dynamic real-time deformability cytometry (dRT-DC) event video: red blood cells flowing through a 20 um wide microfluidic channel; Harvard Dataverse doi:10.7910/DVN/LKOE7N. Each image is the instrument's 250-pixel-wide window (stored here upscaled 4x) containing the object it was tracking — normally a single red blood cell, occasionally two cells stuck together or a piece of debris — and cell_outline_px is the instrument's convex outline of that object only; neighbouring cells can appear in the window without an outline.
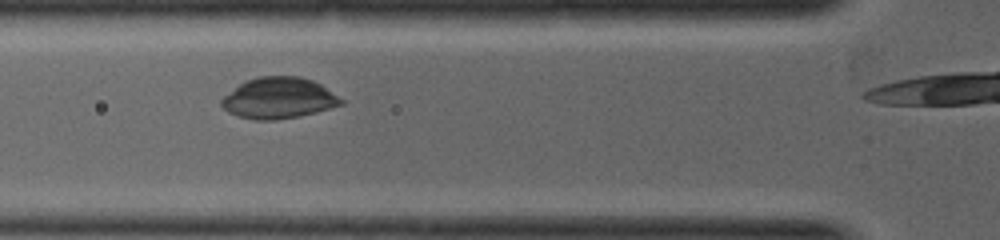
{"species": "common noctule bat (a hibernating species)", "species_latin": "Nyctalus noctula", "temperature_condition": "warm", "stored_images_in_passage": 7, "camera_frame_rate_fps": 5000, "um_per_image_px": 0.085, "animal": {"sex": "female", "body_mass_g": 19.0, "forearm_length_mm": 53.3}, "frame": {"image": 1, "passage_image": 3, "time_ms": 1.0, "image_size_px": [1000, 240], "cell_outline_px": [[344, 104], [316, 112], [300, 116], [276, 120], [256, 120], [236, 116], [228, 112], [220, 104], [220, 100], [224, 96], [244, 80], [260, 76], [300, 76], [312, 80], [320, 84], [344, 100]], "centroid_in_image_um": [23.67, 8.34], "position_along_channel_um": 102.1, "area_um2": 28.73}}
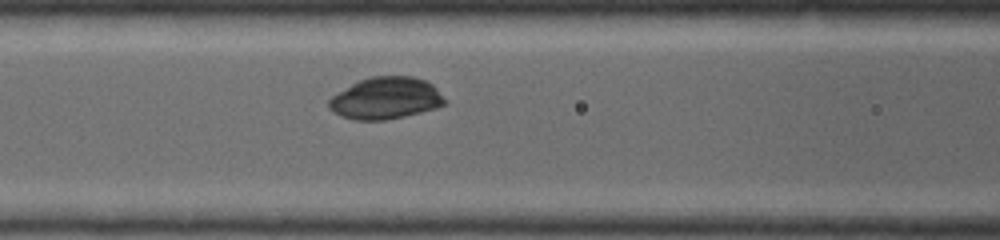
{"frame": {"image": 2, "passage_image": 4, "time_ms": 1.4, "image_size_px": [1000, 240], "cell_outline_px": [[448, 104], [436, 108], [404, 116], [384, 120], [356, 120], [340, 116], [332, 112], [328, 108], [328, 100], [332, 96], [352, 84], [360, 80], [372, 76], [412, 76], [424, 80], [432, 84], [448, 100]], "centroid_in_image_um": [32.81, 8.36], "position_along_channel_um": 133.8, "area_um2": 28.38}}
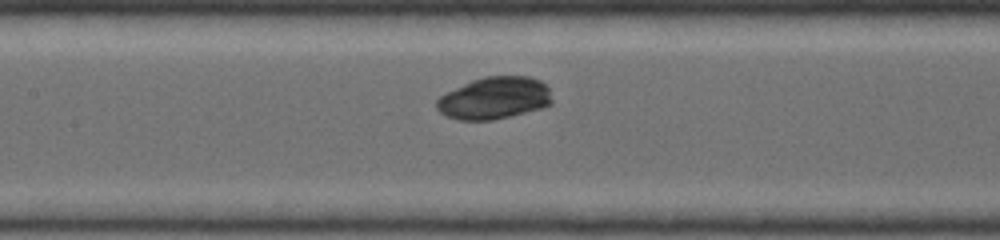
{"frame": {"image": 3, "passage_image": 6, "time_ms": 1.8, "image_size_px": [1000, 240], "cell_outline_px": [[552, 104], [540, 108], [492, 120], [456, 120], [444, 116], [436, 108], [436, 100], [440, 96], [472, 80], [484, 76], [528, 76], [540, 80], [548, 88], [552, 100]], "centroid_in_image_um": [41.99, 8.34], "position_along_channel_um": 165.4, "area_um2": 28.21}}